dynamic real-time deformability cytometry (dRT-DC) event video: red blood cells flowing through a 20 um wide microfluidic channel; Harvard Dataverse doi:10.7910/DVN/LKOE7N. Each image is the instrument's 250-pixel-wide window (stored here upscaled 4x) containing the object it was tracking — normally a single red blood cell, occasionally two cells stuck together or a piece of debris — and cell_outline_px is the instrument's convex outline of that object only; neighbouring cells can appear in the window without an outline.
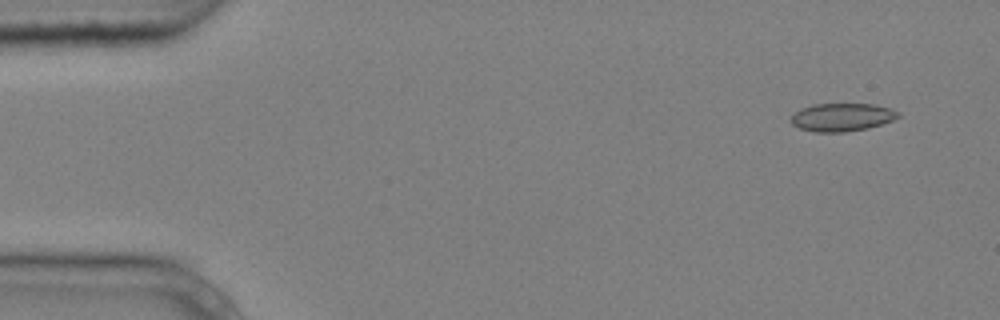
{"species": "common noctule bat (a hibernating species)", "species_latin": "Nyctalus noctula", "temperature_condition": "cold", "stored_images_in_passage": 7, "camera_frame_rate_fps": 3000, "um_per_image_px": 0.085, "animal": {"sex": "male", "body_mass_g": 20.4}, "frame": {"image": 1, "passage_image": 2, "time_ms": 0.333, "image_size_px": [1000, 320], "cell_outline_px": [[900, 116], [892, 120], [868, 128], [844, 132], [812, 132], [800, 128], [792, 124], [792, 116], [800, 108], [812, 104], [872, 104], [888, 108], [900, 112]], "centroid_in_image_um": [71.55, 9.96], "position_along_channel_um": 13.5, "area_um2": 17.4}}
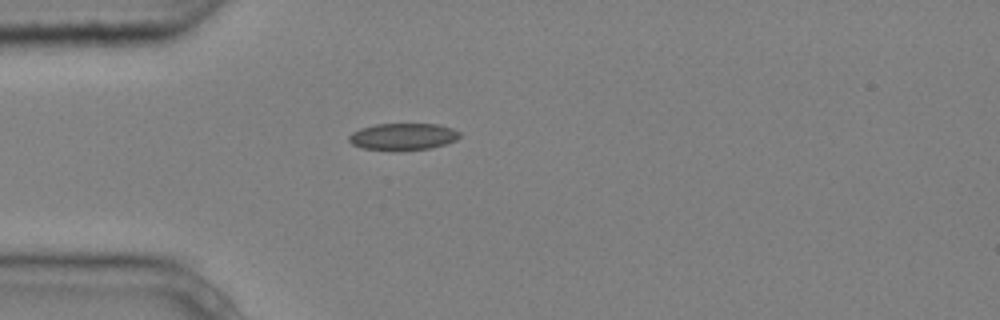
{"frame": {"image": 2, "passage_image": 5, "time_ms": 1.333, "image_size_px": [1000, 320], "cell_outline_px": [[460, 136], [456, 140], [432, 148], [396, 152], [360, 148], [352, 144], [348, 140], [348, 136], [352, 132], [360, 128], [376, 124], [440, 124], [452, 128], [460, 132]], "centroid_in_image_um": [34.23, 11.63], "position_along_channel_um": 50.8, "area_um2": 17.8}}
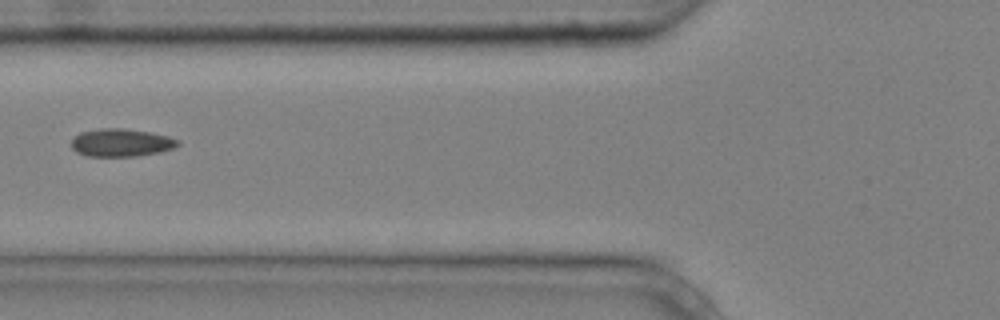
{"frame": {"image": 3, "passage_image": 7, "time_ms": 2.0, "image_size_px": [1000, 320], "cell_outline_px": [[180, 144], [172, 148], [156, 152], [136, 156], [88, 156], [76, 152], [72, 148], [72, 140], [80, 132], [100, 128], [124, 128], [148, 132], [168, 136], [180, 140]], "centroid_in_image_um": [10.28, 12.12], "position_along_channel_um": 115.5, "area_um2": 17.11}}